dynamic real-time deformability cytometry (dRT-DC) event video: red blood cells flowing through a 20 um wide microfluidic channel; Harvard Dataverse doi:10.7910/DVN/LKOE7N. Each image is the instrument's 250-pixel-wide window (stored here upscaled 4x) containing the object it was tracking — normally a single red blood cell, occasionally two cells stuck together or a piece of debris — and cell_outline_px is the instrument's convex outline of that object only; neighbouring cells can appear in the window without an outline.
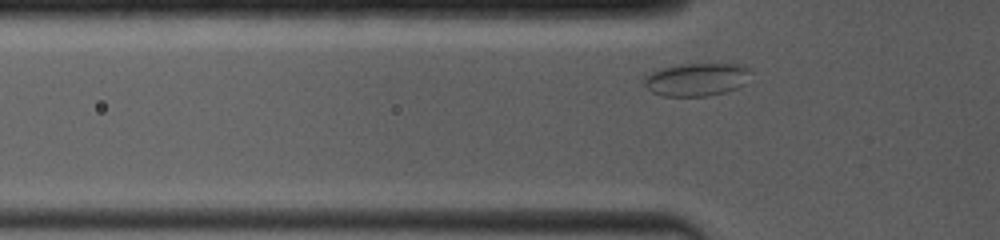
{"species": "common noctule bat (a hibernating species)", "species_latin": "Nyctalus noctula", "temperature_condition": "room temperature", "stored_images_in_passage": 3, "camera_frame_rate_fps": 4000, "um_per_image_px": 0.085, "animal": {"sex": "female", "body_mass_g": 19.0, "forearm_length_mm": 53.3}, "frame": {"image": 1, "passage_image": 3, "time_ms": 1.25, "image_size_px": [1000, 240], "cell_outline_px": [[748, 72], [744, 84], [736, 88], [724, 92], [708, 96], [664, 96], [652, 92], [644, 84], [644, 76], [660, 68], [676, 64], [736, 64], [744, 68]], "centroid_in_image_um": [59.12, 6.76], "position_along_channel_um": 66.7, "area_um2": 20.11}}